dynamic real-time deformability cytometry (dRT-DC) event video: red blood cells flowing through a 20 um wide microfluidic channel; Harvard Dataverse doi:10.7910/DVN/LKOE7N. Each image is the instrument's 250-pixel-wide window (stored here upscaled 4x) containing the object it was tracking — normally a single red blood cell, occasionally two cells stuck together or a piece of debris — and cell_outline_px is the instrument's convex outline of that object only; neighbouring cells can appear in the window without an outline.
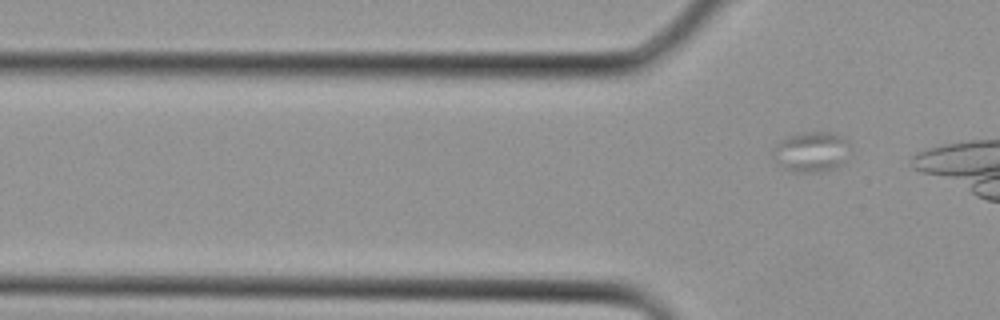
{"species": "Egyptian fruit bat (a non-hibernating species)", "species_latin": "Rousettus aegyptiacus", "temperature_condition": "cold", "stored_images_in_passage": 3, "camera_frame_rate_fps": 3000, "um_per_image_px": 0.085, "animal": {"sex": "female"}, "frame": {"image": 1, "passage_image": 3, "time_ms": 0.667, "image_size_px": [1000, 320], "cell_outline_px": [[848, 144], [844, 164], [824, 172], [792, 172], [784, 168], [776, 160], [772, 152], [772, 148], [780, 140], [788, 136], [800, 132], [832, 132], [844, 136]], "centroid_in_image_um": [68.95, 12.9], "position_along_channel_um": 56.8, "area_um2": 18.21}}